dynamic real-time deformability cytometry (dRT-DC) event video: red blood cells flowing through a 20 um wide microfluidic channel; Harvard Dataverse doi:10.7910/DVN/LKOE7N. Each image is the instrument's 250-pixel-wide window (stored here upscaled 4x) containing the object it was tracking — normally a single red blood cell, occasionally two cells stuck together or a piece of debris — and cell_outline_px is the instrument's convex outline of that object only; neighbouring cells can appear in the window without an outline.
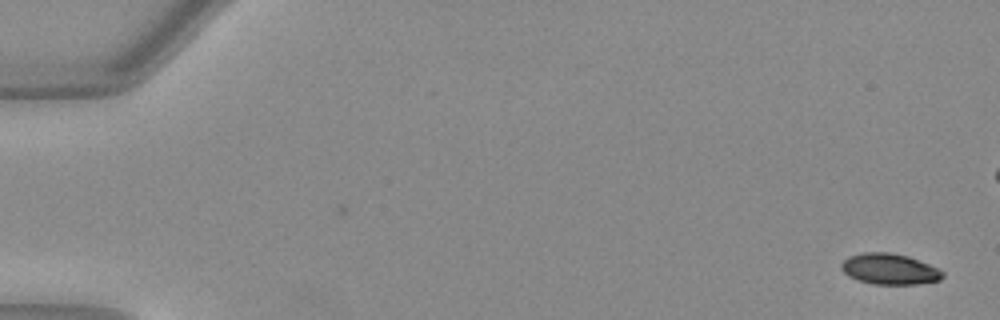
{"species": "Egyptian fruit bat (a non-hibernating species)", "species_latin": "Rousettus aegyptiacus", "temperature_condition": "warm", "stored_images_in_passage": 14, "camera_frame_rate_fps": 3000, "um_per_image_px": 0.085, "animal": {"sex": "female"}, "frame": {"image": 1, "passage_image": 1, "time_ms": 0.0, "image_size_px": [1000, 320], "cell_outline_px": [[944, 276], [940, 280], [916, 284], [876, 284], [860, 280], [848, 276], [840, 268], [840, 264], [848, 256], [864, 252], [888, 252], [908, 256], [928, 264], [944, 272]], "centroid_in_image_um": [75.59, 22.86], "position_along_channel_um": 9.4, "area_um2": 18.09}}